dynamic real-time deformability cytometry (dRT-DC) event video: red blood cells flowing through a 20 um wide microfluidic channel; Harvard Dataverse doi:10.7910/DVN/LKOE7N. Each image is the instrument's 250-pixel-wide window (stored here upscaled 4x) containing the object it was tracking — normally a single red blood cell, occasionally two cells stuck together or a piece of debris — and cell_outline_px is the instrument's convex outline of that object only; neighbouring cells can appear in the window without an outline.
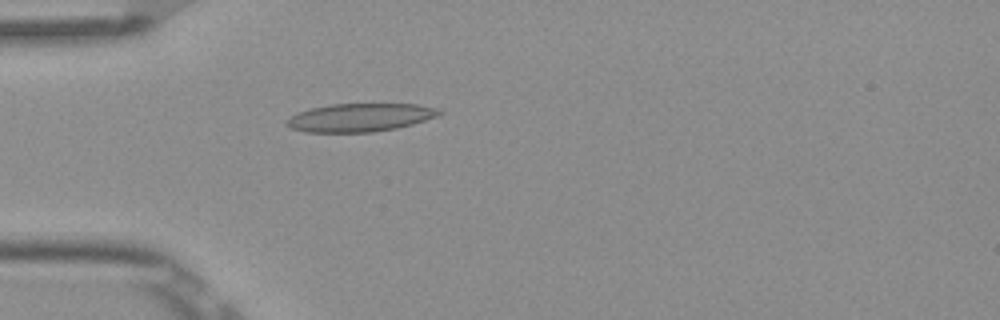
{"species": "Egyptian fruit bat (a non-hibernating species)", "species_latin": "Rousettus aegyptiacus", "temperature_condition": "room temperature", "stored_images_in_passage": 5, "camera_frame_rate_fps": 3000, "um_per_image_px": 0.085, "frame": {"image": 1, "passage_image": 5, "time_ms": 1.333, "image_size_px": [1000, 320], "cell_outline_px": [[444, 112], [436, 116], [412, 124], [396, 128], [372, 132], [304, 132], [292, 128], [284, 120], [296, 112], [312, 108], [332, 104], [416, 104], [440, 108]], "centroid_in_image_um": [30.6, 9.98], "position_along_channel_um": 54.4, "area_um2": 25.03}}